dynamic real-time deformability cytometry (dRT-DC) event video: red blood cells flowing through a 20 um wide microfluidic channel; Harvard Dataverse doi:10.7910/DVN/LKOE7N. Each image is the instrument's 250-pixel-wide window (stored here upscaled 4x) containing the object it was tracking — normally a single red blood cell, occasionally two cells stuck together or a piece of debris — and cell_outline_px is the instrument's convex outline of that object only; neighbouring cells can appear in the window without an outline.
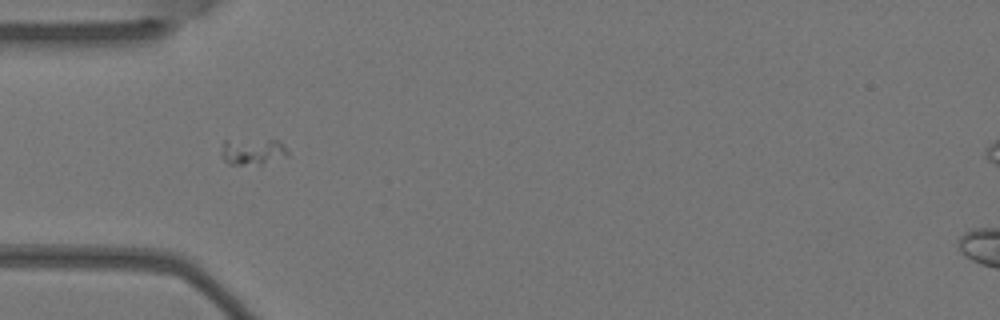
{"species": "Egyptian fruit bat (a non-hibernating species)", "species_latin": "Rousettus aegyptiacus", "temperature_condition": "warm", "stored_images_in_passage": 2, "camera_frame_rate_fps": 3000, "um_per_image_px": 0.085, "animal": {"sex": "female"}, "frame": {"image": 1, "passage_image": 2, "time_ms": 0.333, "image_size_px": [1000, 320], "cell_outline_px": [[288, 156], [260, 164], [228, 164], [220, 156], [224, 140], [276, 140], [288, 152]], "centroid_in_image_um": [21.41, 12.89], "position_along_channel_um": 63.6, "area_um2": 10.0}}